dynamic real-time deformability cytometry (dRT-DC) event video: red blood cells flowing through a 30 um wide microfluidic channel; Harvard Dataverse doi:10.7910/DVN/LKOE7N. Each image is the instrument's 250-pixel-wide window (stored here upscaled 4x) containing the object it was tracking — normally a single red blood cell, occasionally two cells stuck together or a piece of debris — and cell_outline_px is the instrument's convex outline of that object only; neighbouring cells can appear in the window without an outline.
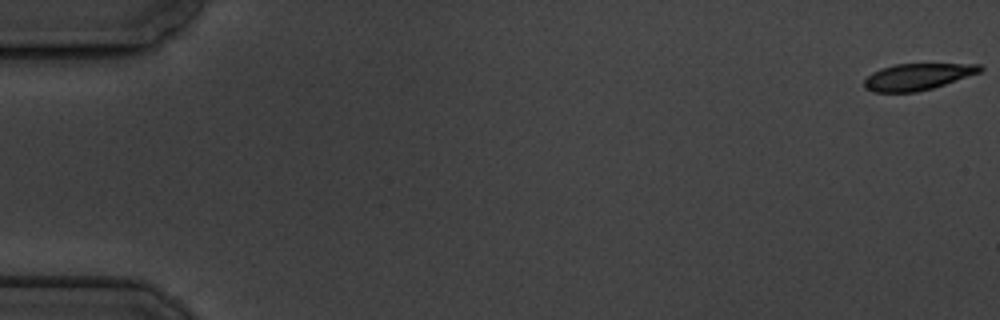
{"species": "common noctule bat (a hibernating species)", "species_latin": "Nyctalus noctula", "temperature_condition": "cold", "stored_images_in_passage": 6, "camera_frame_rate_fps": 3000, "um_per_image_px": 0.085, "animal": {"sex": "male", "body_mass_g": 19.5, "forearm_length_mm": 54.6}, "frame": {"image": 1, "passage_image": 1, "time_ms": 0.0, "image_size_px": [1000, 320], "cell_outline_px": [[984, 68], [980, 72], [932, 88], [916, 92], [872, 92], [864, 88], [864, 80], [872, 72], [880, 68], [896, 64], [980, 64]], "centroid_in_image_um": [77.94, 6.52], "position_along_channel_um": 7.1, "area_um2": 17.8}}
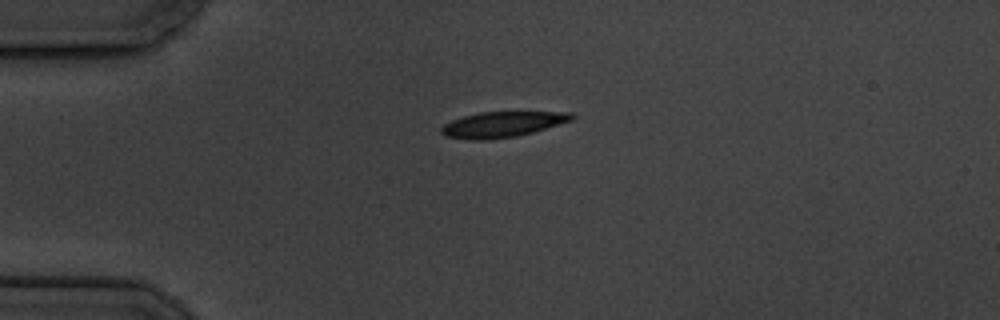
{"frame": {"image": 2, "passage_image": 5, "time_ms": 4.667, "image_size_px": [1000, 320], "cell_outline_px": [[576, 116], [572, 120], [532, 132], [516, 136], [484, 140], [472, 140], [444, 136], [440, 132], [440, 128], [444, 124], [452, 120], [464, 116], [480, 112], [572, 112]], "centroid_in_image_um": [42.67, 10.57], "position_along_channel_um": 42.3, "area_um2": 19.31}}